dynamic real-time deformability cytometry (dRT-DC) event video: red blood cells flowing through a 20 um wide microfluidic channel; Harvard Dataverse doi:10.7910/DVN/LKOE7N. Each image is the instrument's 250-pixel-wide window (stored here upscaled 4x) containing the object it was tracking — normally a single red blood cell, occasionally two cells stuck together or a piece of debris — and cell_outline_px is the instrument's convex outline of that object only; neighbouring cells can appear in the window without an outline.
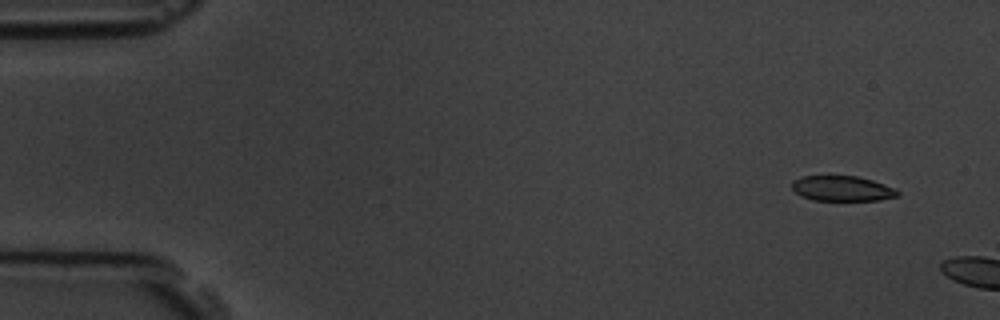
{"species": "common noctule bat (a hibernating species)", "species_latin": "Nyctalus noctula", "temperature_condition": "room temperature", "stored_images_in_passage": 3, "camera_frame_rate_fps": 3000, "um_per_image_px": 0.085, "animal": {"sex": "male", "body_mass_g": 19.5, "forearm_length_mm": 54.6}, "frame": {"image": 1, "passage_image": 1, "time_ms": 0.0, "image_size_px": [1000, 320], "cell_outline_px": [[900, 196], [880, 200], [812, 200], [796, 192], [792, 188], [792, 180], [800, 176], [856, 176], [872, 180], [896, 188], [900, 192]], "centroid_in_image_um": [71.62, 16.02], "position_along_channel_um": 13.4, "area_um2": 15.55}}